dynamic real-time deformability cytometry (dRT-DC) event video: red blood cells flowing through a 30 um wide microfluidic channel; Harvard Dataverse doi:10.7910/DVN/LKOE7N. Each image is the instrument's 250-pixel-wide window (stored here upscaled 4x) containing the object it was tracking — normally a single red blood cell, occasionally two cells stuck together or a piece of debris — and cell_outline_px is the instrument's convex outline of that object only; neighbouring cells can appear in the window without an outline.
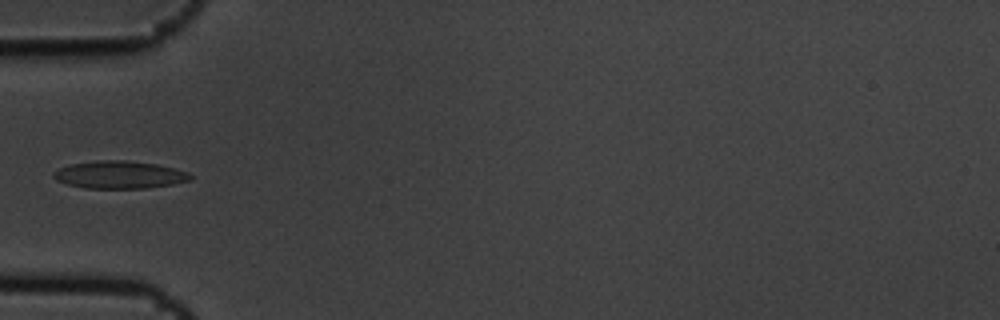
{"species": "common noctule bat (a hibernating species)", "species_latin": "Nyctalus noctula", "temperature_condition": "cold", "stored_images_in_passage": 9, "camera_frame_rate_fps": 3000, "um_per_image_px": 0.085, "animal": {"sex": "male", "body_mass_g": 19.5, "forearm_length_mm": 54.6}, "frame": {"image": 1, "passage_image": 6, "time_ms": 1.667, "image_size_px": [1000, 320], "cell_outline_px": [[192, 180], [172, 184], [144, 188], [84, 188], [68, 184], [56, 180], [52, 176], [52, 172], [60, 168], [72, 164], [96, 160], [124, 160], [156, 164], [188, 172], [192, 176]], "centroid_in_image_um": [10.14, 14.85], "position_along_channel_um": 74.9, "area_um2": 21.85}}
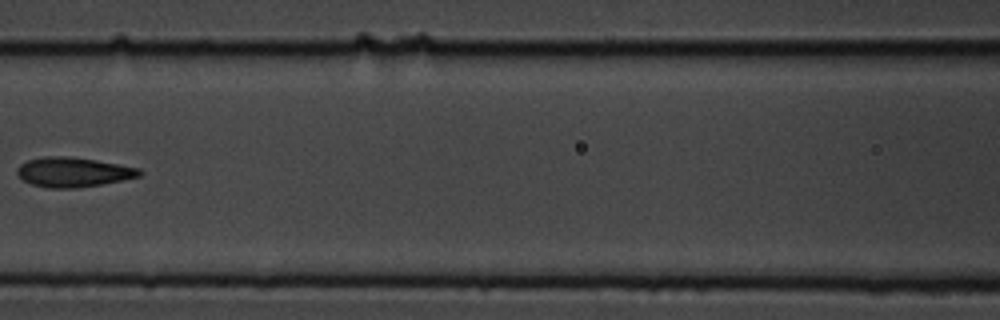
{"frame": {"image": 2, "passage_image": 8, "time_ms": 2.333, "image_size_px": [1000, 320], "cell_outline_px": [[144, 172], [140, 176], [100, 184], [76, 188], [48, 188], [32, 184], [24, 180], [16, 172], [16, 168], [20, 164], [28, 160], [44, 156], [68, 156], [96, 160], [140, 168]], "centroid_in_image_um": [6.21, 14.62], "position_along_channel_um": 160.4, "area_um2": 21.04}}
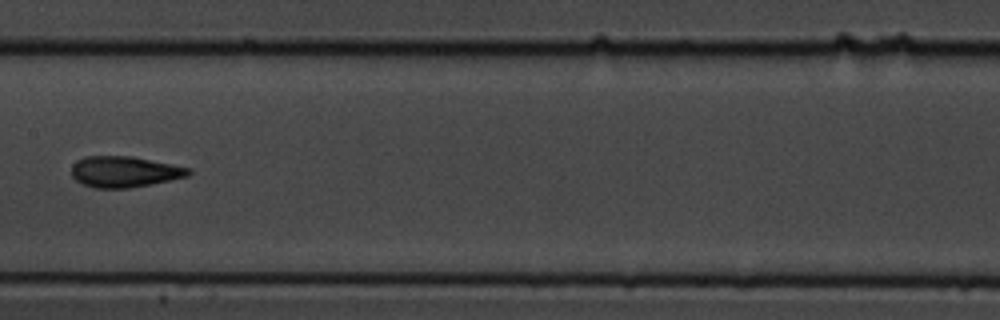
{"frame": {"image": 3, "passage_image": 9, "time_ms": 2.667, "image_size_px": [1000, 320], "cell_outline_px": [[192, 172], [188, 176], [152, 184], [128, 188], [96, 188], [84, 184], [76, 180], [72, 176], [72, 164], [76, 160], [84, 156], [132, 156], [192, 168]], "centroid_in_image_um": [10.59, 14.59], "position_along_channel_um": 196.8, "area_um2": 21.21}}